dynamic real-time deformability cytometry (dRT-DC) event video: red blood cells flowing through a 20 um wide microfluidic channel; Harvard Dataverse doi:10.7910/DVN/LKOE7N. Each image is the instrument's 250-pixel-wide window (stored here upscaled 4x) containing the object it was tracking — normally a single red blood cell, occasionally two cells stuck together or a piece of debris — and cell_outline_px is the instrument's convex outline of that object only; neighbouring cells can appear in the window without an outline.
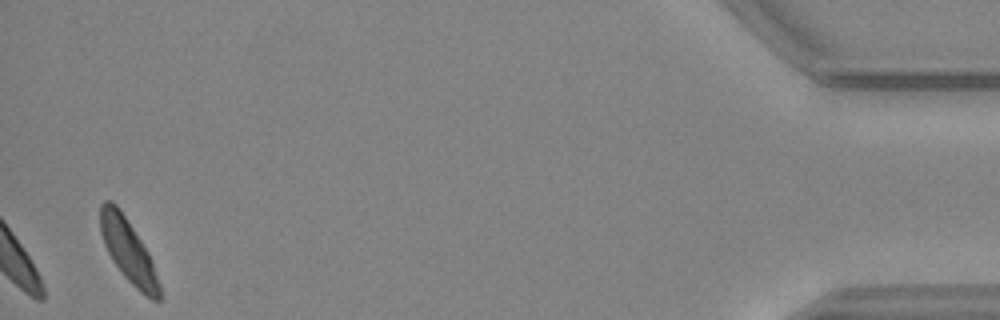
{"species": "common noctule bat (a hibernating species)", "species_latin": "Nyctalus noctula", "temperature_condition": "warm", "stored_images_in_passage": 39, "camera_frame_rate_fps": 3000, "um_per_image_px": 0.085, "animal": {"sex": "female", "body_mass_g": 24.6, "forearm_length_mm": 56.2}, "frame": {"image": 1, "passage_image": 39, "time_ms": 12.667, "image_size_px": [1000, 320], "cell_outline_px": [[160, 300], [152, 300], [144, 296], [120, 272], [112, 260], [104, 244], [100, 232], [100, 204], [104, 200], [112, 200], [116, 204], [148, 252], [152, 260], [160, 284]], "centroid_in_image_um": [10.89, 21.33], "position_along_channel_um": 424.3, "area_um2": 21.56}, "authors_computed_cell_mechanics": {"area_um2": 19.8254, "velocity_mm_per_s": 3.668, "shape_relaxation_time_tau1_ms": 1.9331, "shape_relaxation_time_tau2_ms": null, "deformation_change_tau1": 0.0604, "deformation_change_tau2": null}}